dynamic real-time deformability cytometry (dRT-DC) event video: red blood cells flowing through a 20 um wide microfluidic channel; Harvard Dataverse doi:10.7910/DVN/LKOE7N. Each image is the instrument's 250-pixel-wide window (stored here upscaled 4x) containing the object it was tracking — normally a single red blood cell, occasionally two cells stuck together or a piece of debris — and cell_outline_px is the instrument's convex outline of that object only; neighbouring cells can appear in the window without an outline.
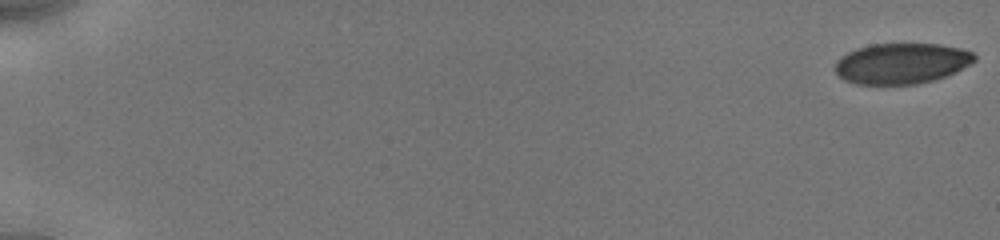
{"species": "human", "species_latin": "Homo sapiens", "temperature_condition": "cold", "stored_images_in_passage": 11, "camera_frame_rate_fps": 3000, "um_per_image_px": 0.085, "donor": {"sex": "male"}, "frame": {"image": 1, "passage_image": 1, "time_ms": 0.0, "image_size_px": [1000, 240], "cell_outline_px": [[976, 60], [972, 64], [944, 76], [932, 80], [916, 84], [856, 84], [844, 80], [836, 72], [836, 60], [840, 56], [856, 48], [872, 44], [936, 44], [960, 48], [972, 52], [976, 56]], "centroid_in_image_um": [76.62, 5.39], "position_along_channel_um": 8.4, "area_um2": 32.89}}
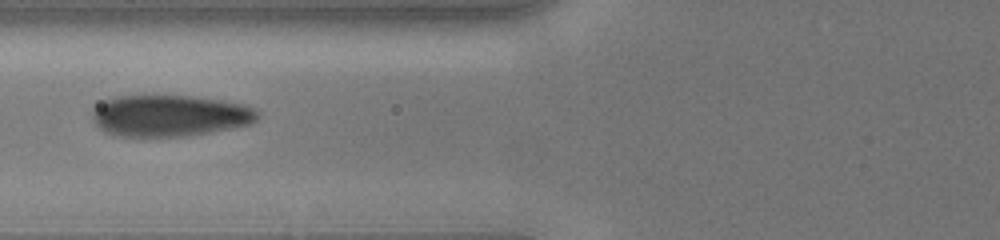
{"frame": {"image": 2, "passage_image": 8, "time_ms": 7.667, "image_size_px": [1000, 240], "cell_outline_px": [[260, 116], [256, 120], [248, 124], [208, 132], [184, 136], [144, 140], [112, 136], [104, 132], [92, 120], [92, 108], [104, 100], [116, 96], [192, 96], [220, 100], [244, 104], [256, 108], [260, 112]], "centroid_in_image_um": [14.34, 9.87], "position_along_channel_um": 111.5, "area_um2": 41.04}}
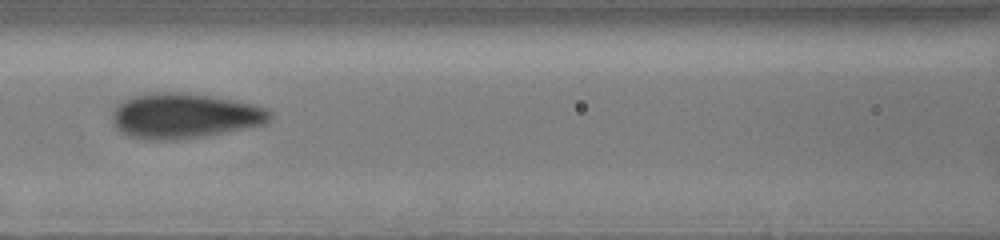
{"frame": {"image": 3, "passage_image": 10, "time_ms": 8.667, "image_size_px": [1000, 240], "cell_outline_px": [[272, 112], [268, 120], [264, 124], [204, 136], [176, 140], [140, 140], [128, 136], [120, 132], [112, 124], [112, 112], [116, 104], [132, 96], [148, 92], [184, 92], [232, 100], [252, 104], [264, 108]], "centroid_in_image_um": [15.57, 9.85], "position_along_channel_um": 151.0, "area_um2": 41.62}}